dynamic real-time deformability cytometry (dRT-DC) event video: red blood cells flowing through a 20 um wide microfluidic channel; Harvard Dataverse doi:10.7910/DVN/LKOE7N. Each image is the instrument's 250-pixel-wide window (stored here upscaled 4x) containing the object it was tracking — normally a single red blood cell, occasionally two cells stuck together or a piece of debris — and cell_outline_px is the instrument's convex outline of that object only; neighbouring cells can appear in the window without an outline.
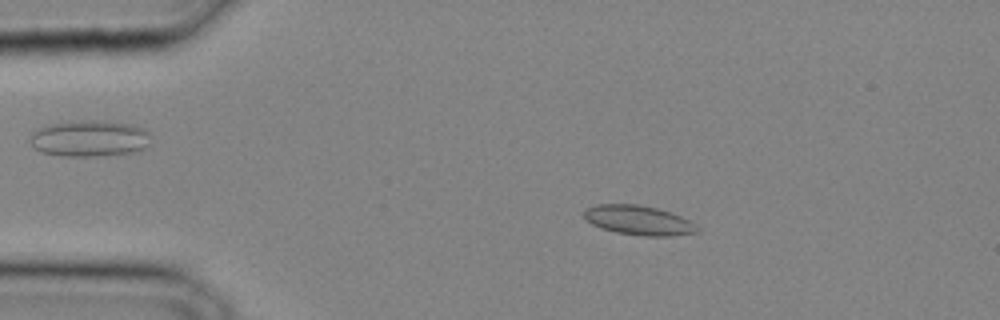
{"species": "common noctule bat (a hibernating species)", "species_latin": "Nyctalus noctula", "temperature_condition": "cold", "stored_images_in_passage": 32, "camera_frame_rate_fps": 3000, "um_per_image_px": 0.085, "animal": {"sex": "male", "body_mass_g": 20.4}, "frame": {"image": 1, "passage_image": 6, "time_ms": 1.667, "image_size_px": [1000, 320], "cell_outline_px": [[700, 232], [672, 236], [640, 236], [616, 232], [600, 228], [592, 224], [584, 216], [584, 208], [596, 204], [640, 204], [672, 212], [696, 224], [700, 228]], "centroid_in_image_um": [54.3, 18.72], "position_along_channel_um": 30.7, "area_um2": 19.71}}
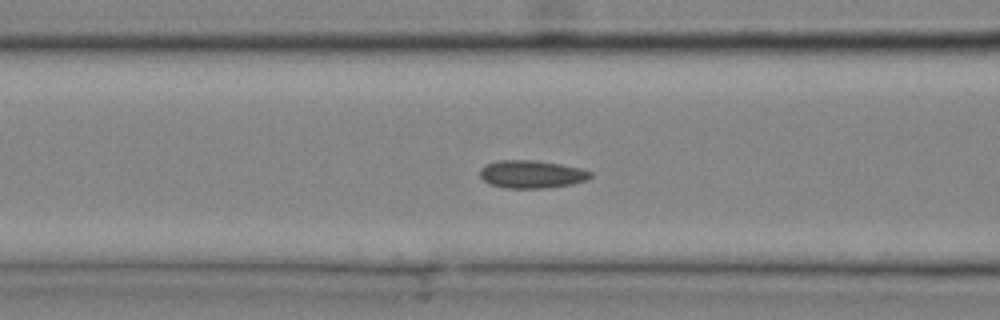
{"frame": {"image": 2, "passage_image": 13, "time_ms": 4.0, "image_size_px": [1000, 320], "cell_outline_px": [[592, 176], [584, 180], [572, 184], [544, 188], [508, 188], [492, 184], [484, 180], [480, 176], [480, 168], [484, 164], [500, 160], [536, 160], [560, 164], [580, 168], [592, 172]], "centroid_in_image_um": [45.17, 14.8], "position_along_channel_um": 121.4, "area_um2": 17.8}}
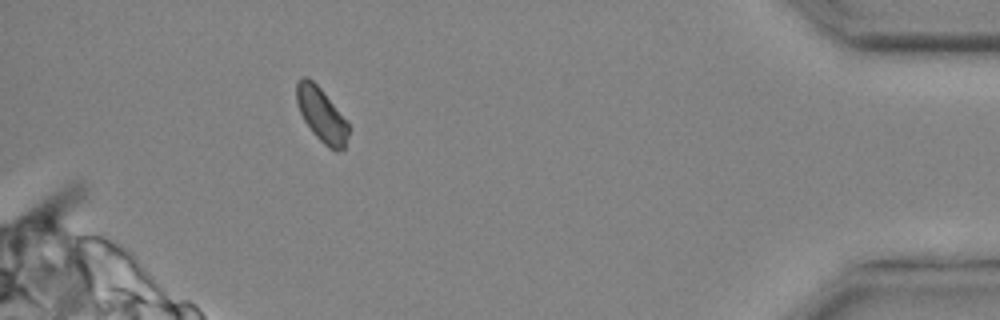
{"frame": {"image": 3, "passage_image": 30, "time_ms": 9.667, "image_size_px": [1000, 320], "cell_outline_px": [[348, 136], [344, 148], [336, 152], [328, 148], [312, 132], [304, 120], [300, 112], [296, 100], [296, 84], [304, 76], [308, 76], [320, 88], [348, 120]], "centroid_in_image_um": [27.34, 9.77], "position_along_channel_um": 407.9, "area_um2": 16.36}}